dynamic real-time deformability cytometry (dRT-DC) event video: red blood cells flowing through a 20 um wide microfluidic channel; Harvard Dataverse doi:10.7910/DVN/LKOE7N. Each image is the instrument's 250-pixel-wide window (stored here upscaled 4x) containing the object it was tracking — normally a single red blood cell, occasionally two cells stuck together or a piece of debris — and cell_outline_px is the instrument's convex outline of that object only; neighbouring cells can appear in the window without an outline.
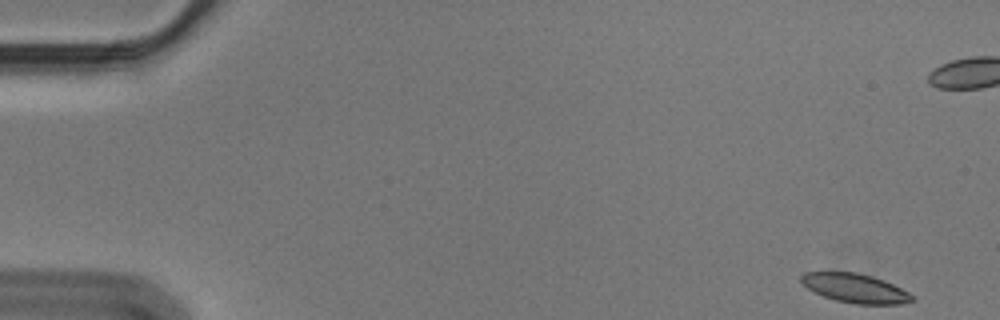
{"species": "Egyptian fruit bat (a non-hibernating species)", "species_latin": "Rousettus aegyptiacus", "temperature_condition": "cold", "stored_images_in_passage": 10, "camera_frame_rate_fps": 3000, "um_per_image_px": 0.085, "animal": {"sex": "male"}, "frame": {"image": 1, "passage_image": 1, "time_ms": 0.0, "image_size_px": [1000, 320], "cell_outline_px": [[916, 300], [900, 304], [856, 304], [836, 300], [824, 296], [808, 288], [800, 280], [800, 276], [804, 272], [856, 272], [872, 276], [884, 280], [908, 292]], "centroid_in_image_um": [72.69, 24.49], "position_along_channel_um": 12.3, "area_um2": 18.61}}